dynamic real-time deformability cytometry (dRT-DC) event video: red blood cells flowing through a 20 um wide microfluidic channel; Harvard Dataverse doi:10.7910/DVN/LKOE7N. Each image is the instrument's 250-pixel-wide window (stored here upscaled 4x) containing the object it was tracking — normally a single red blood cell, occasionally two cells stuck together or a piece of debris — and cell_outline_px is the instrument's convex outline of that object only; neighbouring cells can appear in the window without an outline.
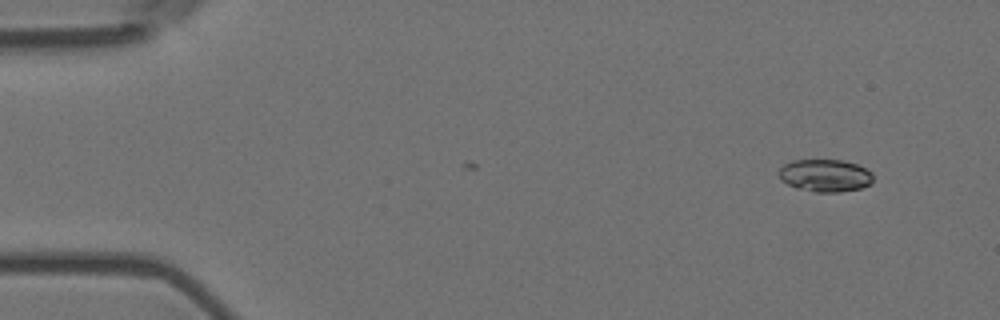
{"species": "Egyptian fruit bat (a non-hibernating species)", "species_latin": "Rousettus aegyptiacus", "temperature_condition": "room temperature", "stored_images_in_passage": 2, "camera_frame_rate_fps": 3000, "um_per_image_px": 0.085, "animal": {"sex": "female"}, "frame": {"image": 1, "passage_image": 2, "time_ms": 0.333, "image_size_px": [1000, 320], "cell_outline_px": [[872, 184], [860, 188], [840, 192], [812, 192], [796, 188], [780, 180], [780, 168], [784, 164], [792, 160], [844, 160], [856, 164], [872, 172]], "centroid_in_image_um": [70.14, 14.92], "position_along_channel_um": 14.9, "area_um2": 17.92}}